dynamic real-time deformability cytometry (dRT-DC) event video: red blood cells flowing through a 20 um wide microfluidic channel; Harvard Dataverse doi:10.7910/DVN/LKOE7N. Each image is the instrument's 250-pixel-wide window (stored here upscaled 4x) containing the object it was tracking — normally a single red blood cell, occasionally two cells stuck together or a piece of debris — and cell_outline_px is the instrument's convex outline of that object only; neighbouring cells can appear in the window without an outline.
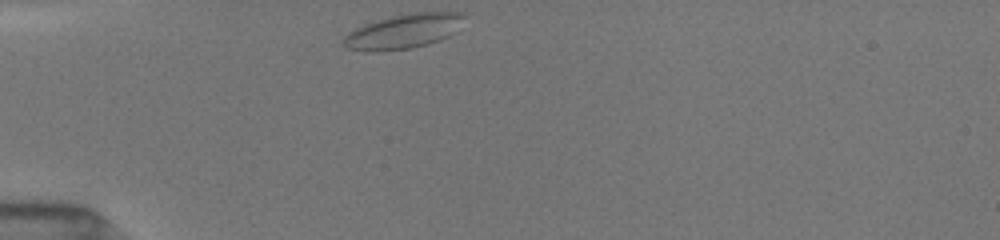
{"species": "common noctule bat (a hibernating species)", "species_latin": "Nyctalus noctula", "temperature_condition": "room temperature", "stored_images_in_passage": 17, "camera_frame_rate_fps": 3000, "um_per_image_px": 0.085, "animal": {"sex": "female", "body_mass_g": 19.5, "forearm_length_mm": 54.1}, "frame": {"image": 1, "passage_image": 1, "time_ms": 0.0, "image_size_px": [1000, 240], "cell_outline_px": [[468, 16], [456, 32], [440, 40], [428, 44], [412, 48], [376, 52], [368, 52], [344, 48], [340, 40], [348, 32], [364, 24], [392, 16], [412, 12], [464, 12]], "centroid_in_image_um": [34.3, 2.67], "position_along_channel_um": 50.7, "area_um2": 24.85}}
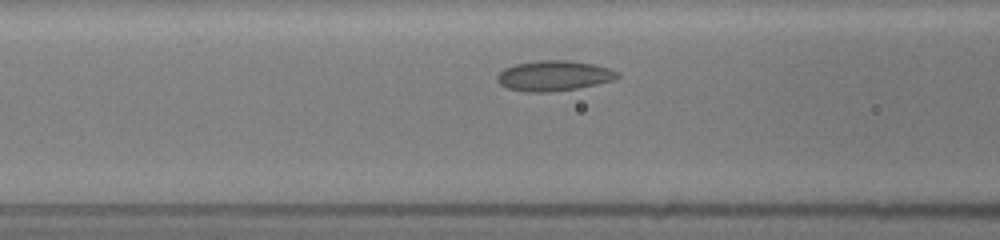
{"frame": {"image": 2, "passage_image": 10, "time_ms": 2.333, "image_size_px": [1000, 240], "cell_outline_px": [[620, 76], [612, 80], [596, 84], [576, 88], [548, 92], [524, 92], [508, 88], [500, 84], [496, 80], [496, 76], [504, 68], [516, 64], [540, 60], [568, 60], [592, 64], [608, 68], [620, 72]], "centroid_in_image_um": [47.06, 6.44], "position_along_channel_um": 119.5, "area_um2": 21.1}}
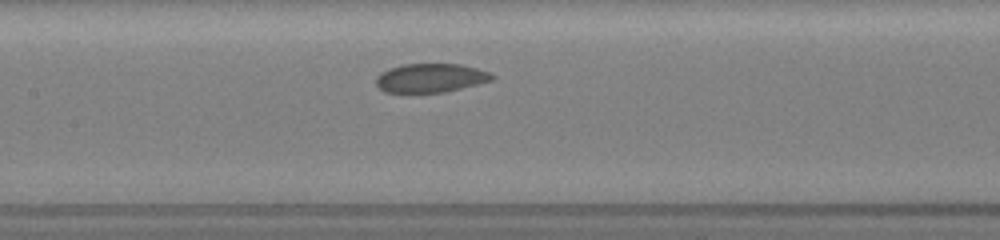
{"frame": {"image": 3, "passage_image": 14, "time_ms": 3.667, "image_size_px": [1000, 240], "cell_outline_px": [[496, 76], [492, 80], [444, 92], [384, 92], [376, 84], [376, 76], [380, 72], [388, 68], [404, 64], [460, 64], [492, 72]], "centroid_in_image_um": [36.59, 6.61], "position_along_channel_um": 170.8, "area_um2": 19.48}}